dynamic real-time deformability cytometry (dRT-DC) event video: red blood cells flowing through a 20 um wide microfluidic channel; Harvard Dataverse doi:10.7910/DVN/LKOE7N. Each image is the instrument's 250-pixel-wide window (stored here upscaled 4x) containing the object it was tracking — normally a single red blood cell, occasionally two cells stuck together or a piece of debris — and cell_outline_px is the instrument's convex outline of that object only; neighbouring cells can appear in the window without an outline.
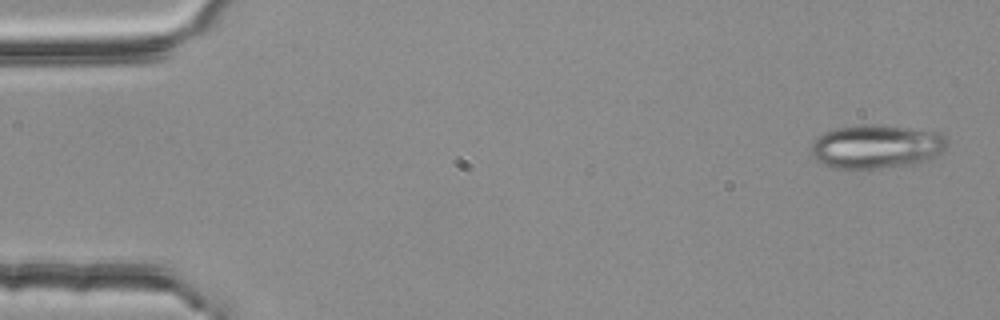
{"species": "common noctule bat (a hibernating species)", "species_latin": "Nyctalus noctula", "temperature_condition": "room temperature", "stored_images_in_passage": 5, "camera_frame_rate_fps": 3000, "um_per_image_px": 0.085, "animal": {"sex": "female", "body_mass_g": 25.1}, "frame": {"image": 1, "passage_image": 1, "time_ms": 0.0, "image_size_px": [1000, 320], "cell_outline_px": [[948, 144], [936, 156], [928, 160], [916, 164], [880, 168], [832, 168], [816, 160], [812, 156], [812, 140], [816, 136], [824, 132], [836, 128], [864, 124], [880, 124], [940, 132], [948, 136]], "centroid_in_image_um": [74.51, 12.44], "position_along_channel_um": 10.5, "area_um2": 35.08}}